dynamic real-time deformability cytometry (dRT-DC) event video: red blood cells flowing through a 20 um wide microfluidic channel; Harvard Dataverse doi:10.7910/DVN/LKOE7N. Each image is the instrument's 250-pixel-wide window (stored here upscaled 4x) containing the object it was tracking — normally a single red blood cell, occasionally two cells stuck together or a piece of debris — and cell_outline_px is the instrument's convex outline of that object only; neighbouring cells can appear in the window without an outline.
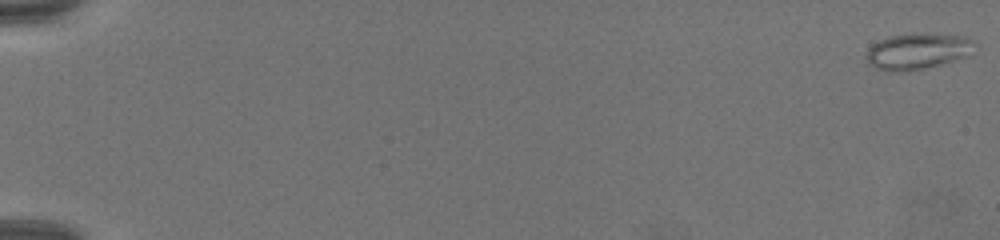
{"species": "common noctule bat (a hibernating species)", "species_latin": "Nyctalus noctula", "temperature_condition": "warm", "stored_images_in_passage": 71, "camera_frame_rate_fps": 3000, "um_per_image_px": 0.085, "animal": {"sex": "female", "body_mass_g": 19.5, "forearm_length_mm": 54.1}, "frame": {"image": 1, "passage_image": 1, "time_ms": 0.0, "image_size_px": [1000, 240], "cell_outline_px": [[980, 44], [976, 52], [968, 56], [940, 64], [924, 68], [892, 72], [876, 68], [868, 64], [864, 56], [868, 48], [872, 44], [888, 36], [912, 32], [916, 32], [964, 36], [976, 40]], "centroid_in_image_um": [78.06, 4.32], "position_along_channel_um": 6.9, "area_um2": 23.52}}
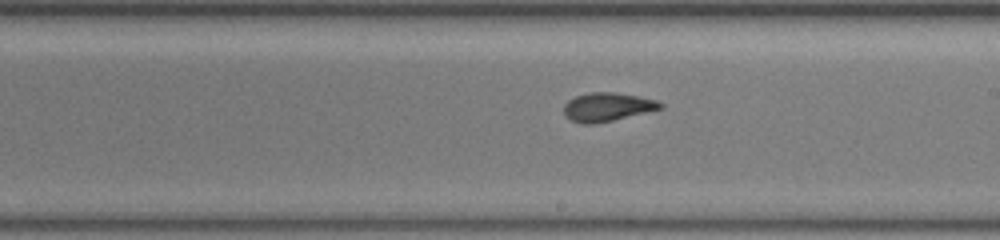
{"frame": {"image": 2, "passage_image": 44, "time_ms": 14.333, "image_size_px": [1000, 240], "cell_outline_px": [[664, 108], [596, 124], [580, 124], [564, 116], [564, 104], [568, 100], [576, 96], [588, 92], [616, 92], [656, 100], [664, 104]], "centroid_in_image_um": [51.6, 9.1], "position_along_channel_um": 237.4, "area_um2": 16.18}}
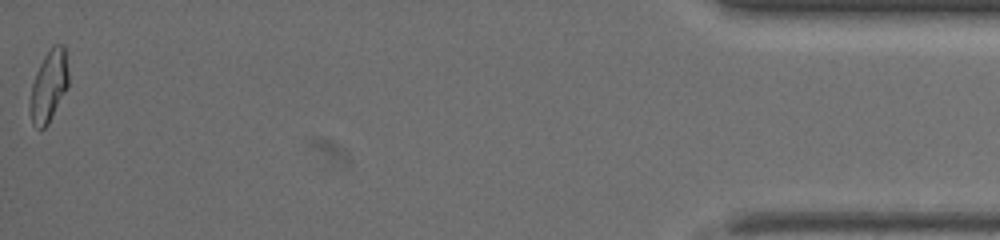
{"frame": {"image": 3, "passage_image": 71, "time_ms": 23.333, "image_size_px": [1000, 240], "cell_outline_px": [[68, 88], [48, 124], [40, 132], [32, 124], [28, 108], [28, 104], [32, 84], [36, 72], [44, 56], [52, 44], [64, 44], [68, 72]], "centroid_in_image_um": [4.13, 7.35], "position_along_channel_um": 431.1, "area_um2": 16.42}}